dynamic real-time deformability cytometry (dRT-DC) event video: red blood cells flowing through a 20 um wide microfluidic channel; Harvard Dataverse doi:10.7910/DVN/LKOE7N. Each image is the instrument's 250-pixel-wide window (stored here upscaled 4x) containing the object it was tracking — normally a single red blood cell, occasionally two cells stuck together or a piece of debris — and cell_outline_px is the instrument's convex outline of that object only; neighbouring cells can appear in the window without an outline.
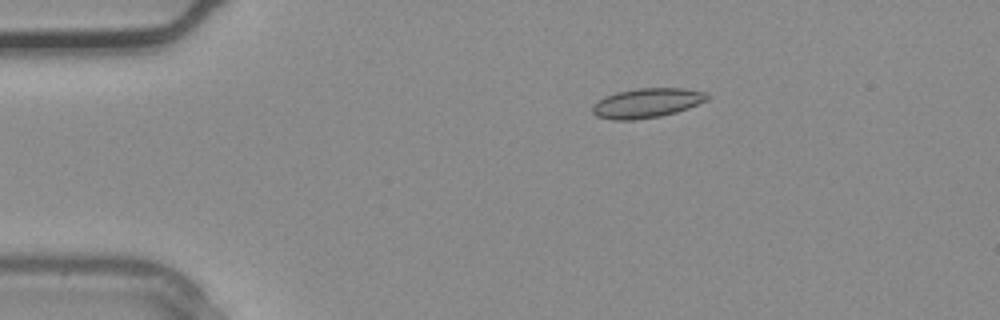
{"species": "common noctule bat (a hibernating species)", "species_latin": "Nyctalus noctula", "temperature_condition": "warm", "stored_images_in_passage": 2, "camera_frame_rate_fps": 3000, "um_per_image_px": 0.085, "animal": {"sex": "male", "body_mass_g": 20.4}, "frame": {"image": 1, "passage_image": 2, "time_ms": 0.333, "image_size_px": [1000, 320], "cell_outline_px": [[708, 100], [688, 108], [676, 112], [660, 116], [632, 120], [612, 120], [596, 116], [592, 112], [592, 104], [604, 96], [616, 92], [640, 88], [684, 88], [708, 92]], "centroid_in_image_um": [54.97, 8.75], "position_along_channel_um": 30.0, "area_um2": 19.88}}